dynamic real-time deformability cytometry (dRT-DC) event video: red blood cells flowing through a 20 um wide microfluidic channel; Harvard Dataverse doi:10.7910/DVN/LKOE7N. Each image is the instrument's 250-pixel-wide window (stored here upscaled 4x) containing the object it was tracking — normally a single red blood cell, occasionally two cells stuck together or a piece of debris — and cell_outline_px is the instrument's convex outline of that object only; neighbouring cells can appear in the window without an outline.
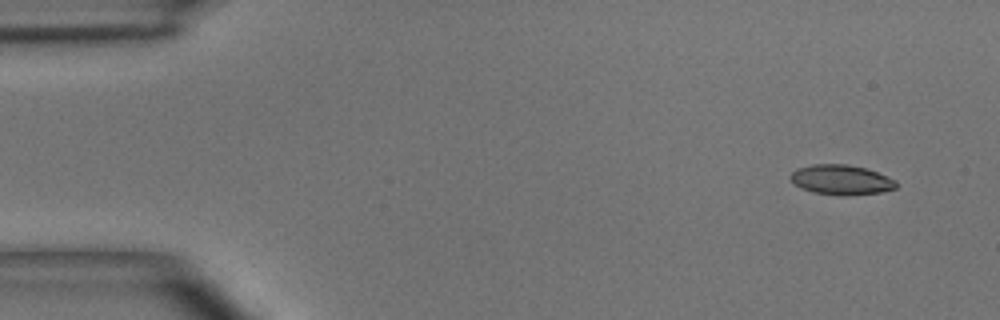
{"species": "common noctule bat (a hibernating species)", "species_latin": "Nyctalus noctula", "temperature_condition": "room temperature", "stored_images_in_passage": 4, "camera_frame_rate_fps": 3000, "um_per_image_px": 0.085, "animal": {"sex": "male", "body_mass_g": 15.6}, "frame": {"image": 1, "passage_image": 1, "time_ms": 0.0, "image_size_px": [1000, 320], "cell_outline_px": [[896, 188], [880, 192], [848, 196], [840, 196], [812, 192], [800, 188], [788, 176], [796, 168], [812, 164], [848, 164], [864, 168], [876, 172], [896, 180]], "centroid_in_image_um": [71.47, 15.29], "position_along_channel_um": 13.5, "area_um2": 18.5}}